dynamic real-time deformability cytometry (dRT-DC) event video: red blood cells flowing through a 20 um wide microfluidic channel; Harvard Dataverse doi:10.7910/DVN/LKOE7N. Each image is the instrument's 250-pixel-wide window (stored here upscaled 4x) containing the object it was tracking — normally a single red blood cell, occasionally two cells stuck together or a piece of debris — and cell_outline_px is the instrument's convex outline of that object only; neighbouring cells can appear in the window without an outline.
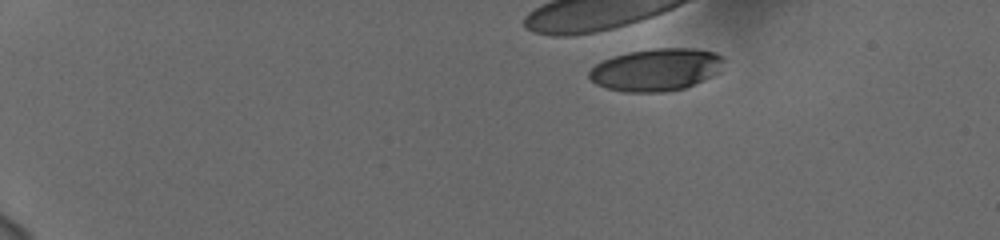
{"species": "human", "species_latin": "Homo sapiens", "temperature_condition": "cold", "stored_images_in_passage": 44, "camera_frame_rate_fps": 3000, "um_per_image_px": 0.085, "donor": {"sex": "female"}, "frame": {"image": 1, "passage_image": 1, "time_ms": 0.0, "image_size_px": [1000, 240], "cell_outline_px": [[724, 60], [720, 72], [704, 80], [684, 88], [664, 92], [624, 92], [608, 88], [596, 84], [588, 76], [588, 72], [596, 64], [612, 56], [628, 52], [656, 48], [692, 48], [716, 52], [724, 56]], "centroid_in_image_um": [55.8, 5.92], "position_along_channel_um": 29.2, "area_um2": 33.41}}
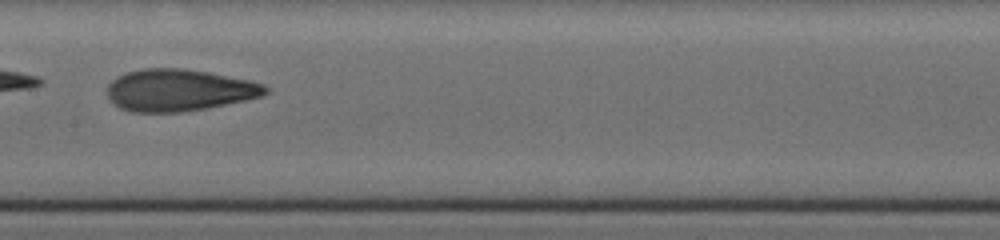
{"frame": {"image": 2, "passage_image": 23, "time_ms": 7.333, "image_size_px": [1000, 240], "cell_outline_px": [[268, 92], [260, 96], [244, 100], [204, 108], [180, 112], [132, 112], [120, 108], [108, 96], [108, 84], [116, 76], [128, 72], [144, 68], [184, 68], [208, 72], [252, 80], [264, 84], [268, 88]], "centroid_in_image_um": [15.21, 7.65], "position_along_channel_um": 192.2, "area_um2": 38.44}}
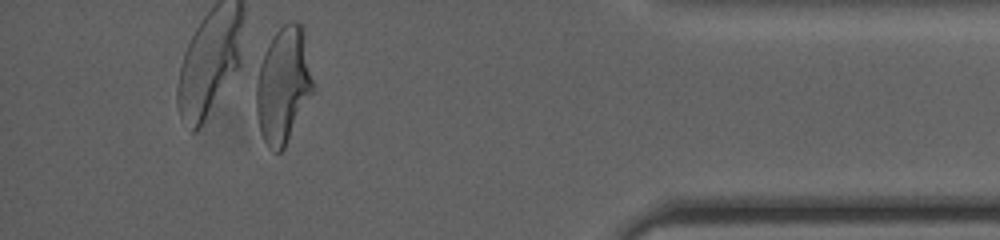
{"frame": {"image": 3, "passage_image": 43, "time_ms": 14.0, "image_size_px": [1000, 240], "cell_outline_px": [[316, 88], [284, 148], [280, 152], [276, 152], [268, 148], [260, 132], [256, 116], [256, 64], [272, 36], [288, 20], [296, 20], [300, 24], [304, 32], [316, 84]], "centroid_in_image_um": [24.08, 7.2], "position_along_channel_um": 411.1, "area_um2": 39.71}, "authors_computed_cell_mechanics": {"area_um2": 38.3214, "velocity_mm_per_s": 3.7672, "shape_relaxation_time_tau1_ms": 5.3716, "shape_relaxation_time_tau2_ms": 1.756, "deformation_change_tau1": 0.2008, "deformation_change_tau2": 0.0959}}